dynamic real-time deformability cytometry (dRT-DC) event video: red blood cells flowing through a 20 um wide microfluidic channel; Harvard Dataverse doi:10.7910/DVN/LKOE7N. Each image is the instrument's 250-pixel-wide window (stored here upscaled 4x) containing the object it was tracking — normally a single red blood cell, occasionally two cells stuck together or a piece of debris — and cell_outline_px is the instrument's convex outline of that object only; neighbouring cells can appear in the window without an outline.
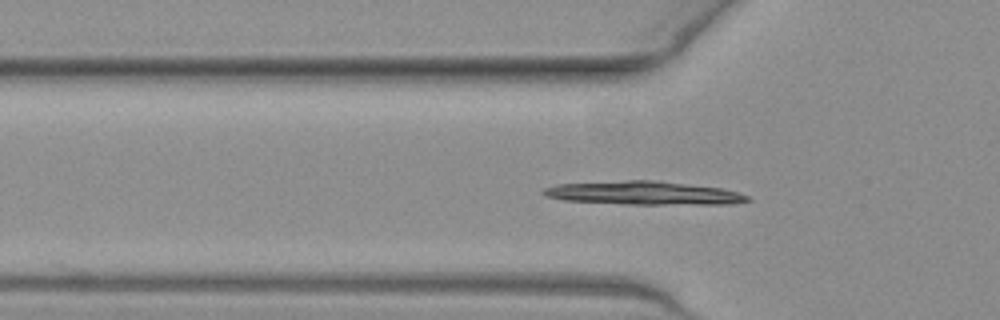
{"species": "common noctule bat (a hibernating species)", "species_latin": "Nyctalus noctula", "temperature_condition": "warm", "stored_images_in_passage": 43, "camera_frame_rate_fps": 3000, "um_per_image_px": 0.085, "animal": {"sex": "female", "body_mass_g": 19.3, "forearm_length_mm": 54.1}, "frame": {"image": 1, "passage_image": 7, "time_ms": 2.0, "image_size_px": [1000, 320], "cell_outline_px": [[752, 200], [728, 204], [624, 204], [564, 200], [544, 196], [540, 192], [544, 188], [556, 184], [628, 180], [652, 180], [720, 188], [736, 192], [748, 196]], "centroid_in_image_um": [54.64, 16.41], "position_along_channel_um": 71.2, "area_um2": 27.69}}
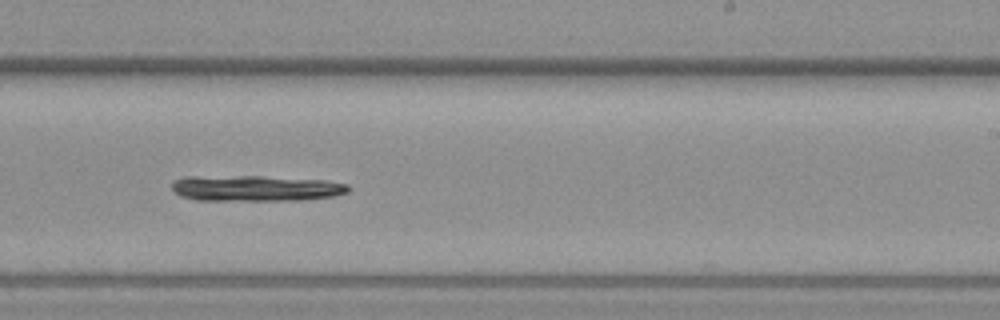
{"frame": {"image": 2, "passage_image": 22, "time_ms": 7.0, "image_size_px": [1000, 320], "cell_outline_px": [[348, 192], [332, 196], [300, 200], [196, 200], [180, 196], [172, 192], [172, 180], [188, 176], [264, 176], [324, 180], [348, 184]], "centroid_in_image_um": [21.66, 15.99], "position_along_channel_um": 267.3, "area_um2": 26.65}}
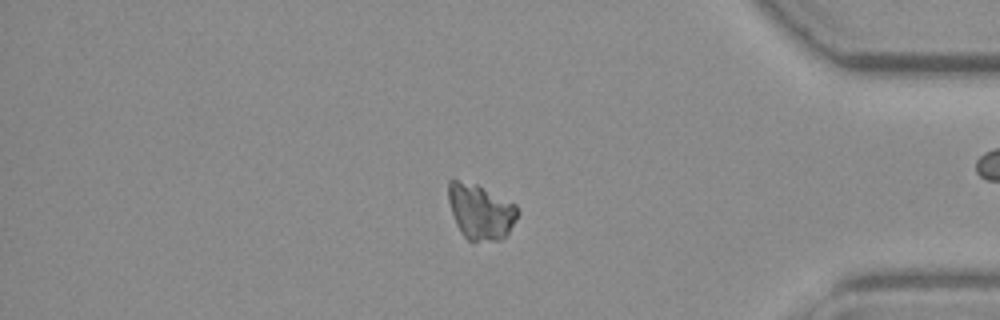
{"frame": {"image": 3, "passage_image": 34, "time_ms": 11.0, "image_size_px": [1000, 320], "cell_outline_px": [[520, 212], [516, 220], [508, 232], [500, 240], [472, 244], [460, 232], [456, 224], [448, 200], [448, 180], [456, 180], [476, 184], [516, 204]], "centroid_in_image_um": [40.85, 18.03], "position_along_channel_um": 394.4, "area_um2": 22.6}}